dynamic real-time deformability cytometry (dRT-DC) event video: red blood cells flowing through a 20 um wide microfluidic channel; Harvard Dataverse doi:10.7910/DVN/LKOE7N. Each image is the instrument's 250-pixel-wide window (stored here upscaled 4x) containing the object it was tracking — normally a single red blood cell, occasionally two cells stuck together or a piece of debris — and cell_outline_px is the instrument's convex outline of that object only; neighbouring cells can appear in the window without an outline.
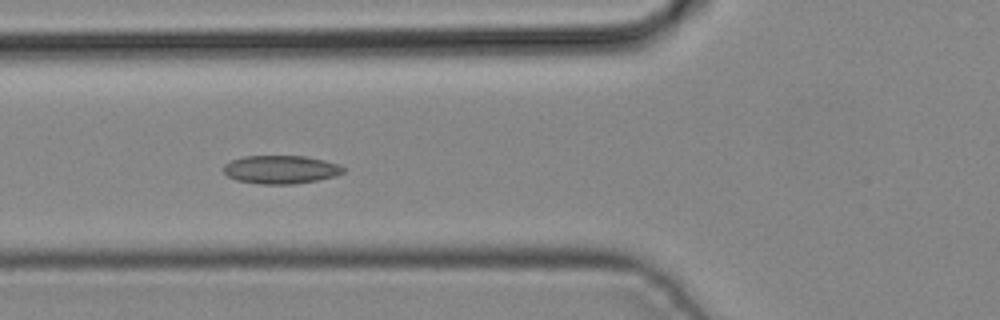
{"species": "common noctule bat (a hibernating species)", "species_latin": "Nyctalus noctula", "temperature_condition": "cold", "stored_images_in_passage": 3, "camera_frame_rate_fps": 3000, "um_per_image_px": 0.085, "animal": {"sex": "male", "body_mass_g": 19.2, "forearm_length_mm": 51.8}, "frame": {"image": 1, "passage_image": 3, "time_ms": 0.667, "image_size_px": [1000, 320], "cell_outline_px": [[344, 172], [336, 176], [316, 180], [292, 184], [260, 184], [236, 180], [228, 176], [224, 172], [224, 164], [232, 160], [244, 156], [304, 156], [324, 160], [340, 164], [344, 168]], "centroid_in_image_um": [23.87, 14.41], "position_along_channel_um": 101.9, "area_um2": 19.71}}